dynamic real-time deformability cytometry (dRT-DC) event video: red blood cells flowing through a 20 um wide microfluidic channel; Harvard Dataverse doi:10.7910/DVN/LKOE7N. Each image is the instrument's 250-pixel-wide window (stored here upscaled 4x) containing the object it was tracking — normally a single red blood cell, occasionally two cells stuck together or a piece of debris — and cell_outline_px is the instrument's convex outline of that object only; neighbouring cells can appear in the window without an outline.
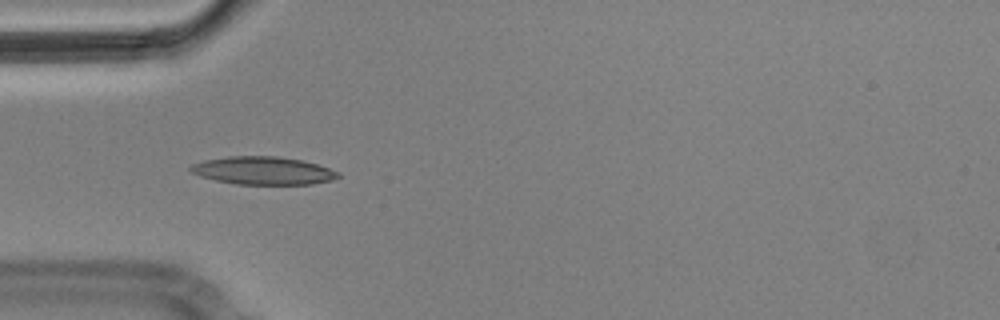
{"species": "Egyptian fruit bat (a non-hibernating species)", "species_latin": "Rousettus aegyptiacus", "temperature_condition": "cold", "stored_images_in_passage": 11, "camera_frame_rate_fps": 3000, "um_per_image_px": 0.085, "animal": {"sex": "male"}, "frame": {"image": 1, "passage_image": 1, "time_ms": 0.0, "image_size_px": [1000, 320], "cell_outline_px": [[340, 176], [332, 180], [312, 184], [236, 184], [216, 180], [200, 176], [192, 172], [188, 168], [192, 164], [204, 160], [228, 156], [276, 156], [300, 160], [316, 164], [340, 172]], "centroid_in_image_um": [22.35, 14.5], "position_along_channel_um": 62.6, "area_um2": 23.87}}
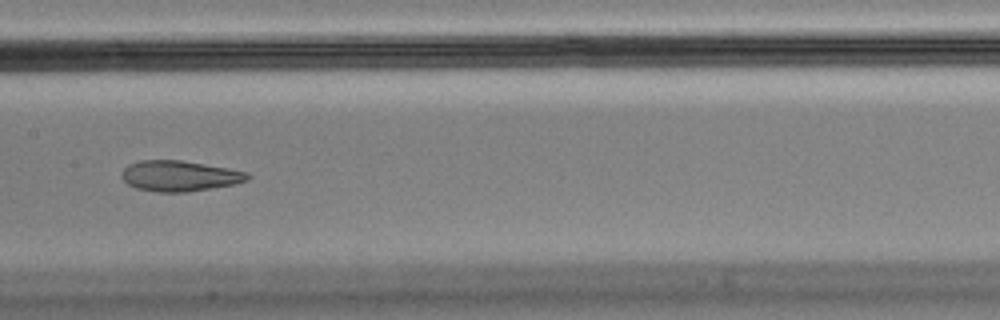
{"frame": {"image": 2, "passage_image": 4, "time_ms": 1.0, "image_size_px": [1000, 320], "cell_outline_px": [[252, 176], [248, 180], [232, 184], [188, 192], [156, 192], [136, 188], [128, 184], [120, 176], [124, 168], [128, 164], [140, 160], [180, 160], [228, 168], [248, 172]], "centroid_in_image_um": [15.24, 14.95], "position_along_channel_um": 192.2, "area_um2": 22.43}}
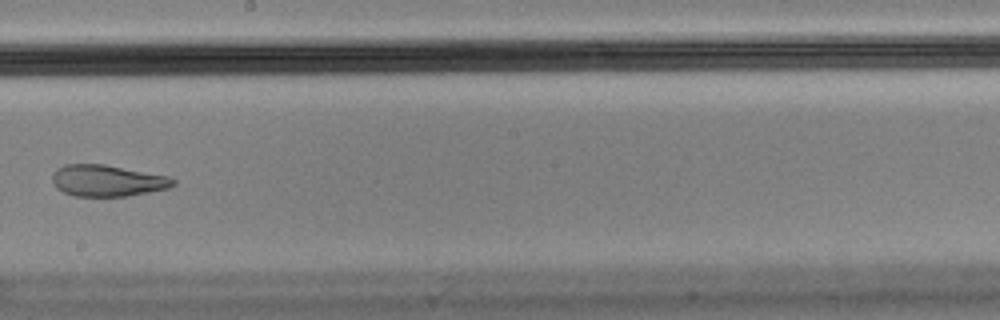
{"frame": {"image": 3, "passage_image": 5, "time_ms": 1.333, "image_size_px": [1000, 320], "cell_outline_px": [[176, 184], [168, 188], [128, 196], [76, 196], [64, 192], [56, 188], [52, 180], [52, 176], [56, 168], [64, 164], [104, 164], [168, 176], [176, 180]], "centroid_in_image_um": [9.11, 15.35], "position_along_channel_um": 239.1, "area_um2": 22.14}}